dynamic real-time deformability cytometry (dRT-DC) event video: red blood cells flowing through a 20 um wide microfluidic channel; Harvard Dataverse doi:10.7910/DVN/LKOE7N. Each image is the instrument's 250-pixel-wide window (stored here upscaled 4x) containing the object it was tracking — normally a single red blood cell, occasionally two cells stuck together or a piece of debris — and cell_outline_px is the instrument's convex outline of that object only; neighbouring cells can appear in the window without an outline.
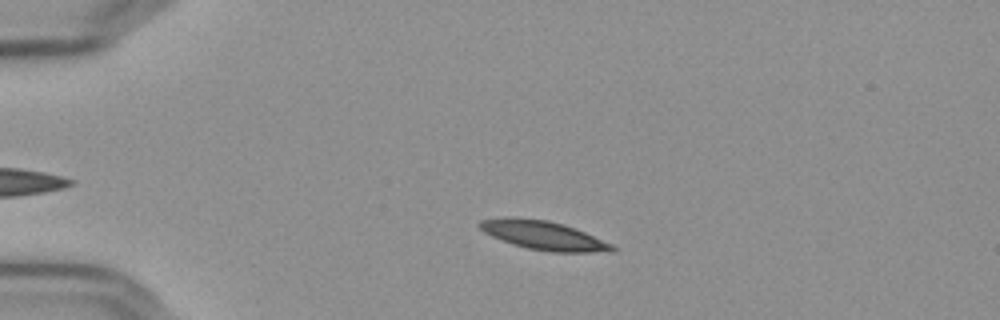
{"species": "Egyptian fruit bat (a non-hibernating species)", "species_latin": "Rousettus aegyptiacus", "temperature_condition": "cold", "stored_images_in_passage": 46, "camera_frame_rate_fps": 3000, "um_per_image_px": 0.085, "frame": {"image": 1, "passage_image": 10, "time_ms": 3.0, "image_size_px": [1000, 320], "cell_outline_px": [[616, 252], [552, 252], [528, 248], [512, 244], [492, 236], [484, 232], [476, 224], [480, 220], [504, 216], [508, 216], [548, 220], [564, 224], [584, 232], [612, 244], [616, 248]], "centroid_in_image_um": [46.17, 19.99], "position_along_channel_um": 38.8, "area_um2": 22.37}}
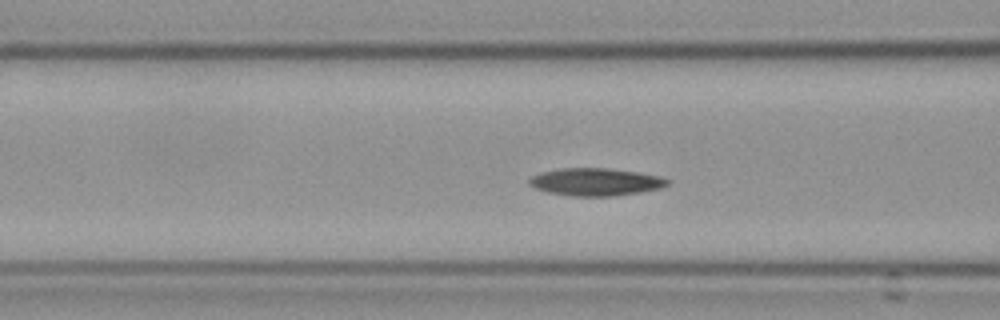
{"frame": {"image": 2, "passage_image": 20, "time_ms": 6.333, "image_size_px": [1000, 320], "cell_outline_px": [[668, 184], [660, 188], [640, 192], [616, 196], [572, 196], [548, 192], [536, 188], [528, 184], [528, 180], [532, 176], [540, 172], [564, 168], [608, 168], [636, 172], [660, 176], [668, 180]], "centroid_in_image_um": [50.61, 15.46], "position_along_channel_um": 116.0, "area_um2": 22.08}}
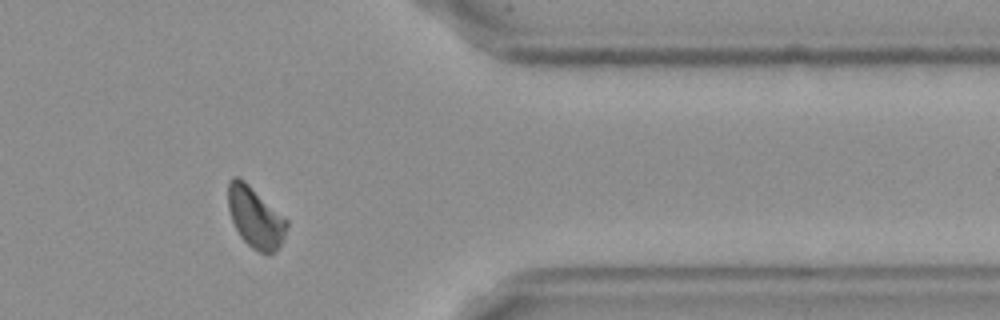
{"frame": {"image": 3, "passage_image": 44, "time_ms": 14.333, "image_size_px": [1000, 320], "cell_outline_px": [[288, 224], [284, 236], [276, 252], [268, 256], [252, 248], [240, 236], [232, 220], [228, 208], [228, 184], [232, 176], [236, 176], [244, 180], [288, 220]], "centroid_in_image_um": [21.7, 18.49], "position_along_channel_um": 389.7, "area_um2": 20.75}}